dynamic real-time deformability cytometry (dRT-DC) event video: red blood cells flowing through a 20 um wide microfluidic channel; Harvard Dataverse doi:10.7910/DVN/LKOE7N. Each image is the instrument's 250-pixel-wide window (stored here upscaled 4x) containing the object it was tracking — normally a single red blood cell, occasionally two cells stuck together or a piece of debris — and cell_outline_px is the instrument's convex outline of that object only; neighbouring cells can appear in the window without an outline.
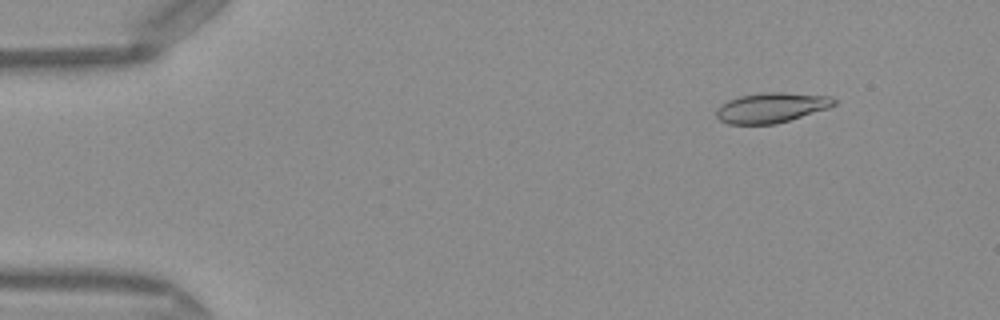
{"species": "Egyptian fruit bat (a non-hibernating species)", "species_latin": "Rousettus aegyptiacus", "temperature_condition": "warm", "stored_images_in_passage": 50, "camera_frame_rate_fps": 3000, "um_per_image_px": 0.085, "frame": {"image": 1, "passage_image": 6, "time_ms": 1.667, "image_size_px": [1000, 320], "cell_outline_px": [[836, 104], [828, 108], [776, 124], [728, 124], [720, 120], [716, 116], [716, 108], [720, 104], [728, 100], [740, 96], [764, 92], [784, 92], [832, 96], [836, 100]], "centroid_in_image_um": [65.56, 9.14], "position_along_channel_um": 19.4, "area_um2": 20.69}}
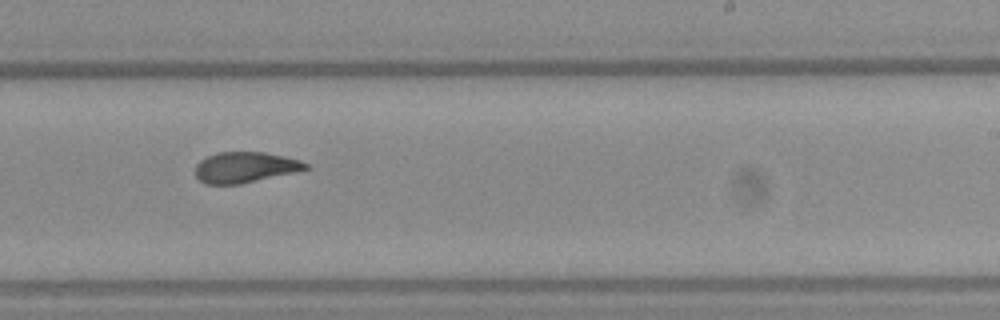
{"frame": {"image": 2, "passage_image": 31, "time_ms": 10.0, "image_size_px": [1000, 320], "cell_outline_px": [[308, 168], [292, 172], [240, 184], [204, 184], [196, 176], [196, 164], [200, 160], [216, 152], [264, 152], [300, 160], [308, 164]], "centroid_in_image_um": [20.77, 14.21], "position_along_channel_um": 268.2, "area_um2": 19.42}}
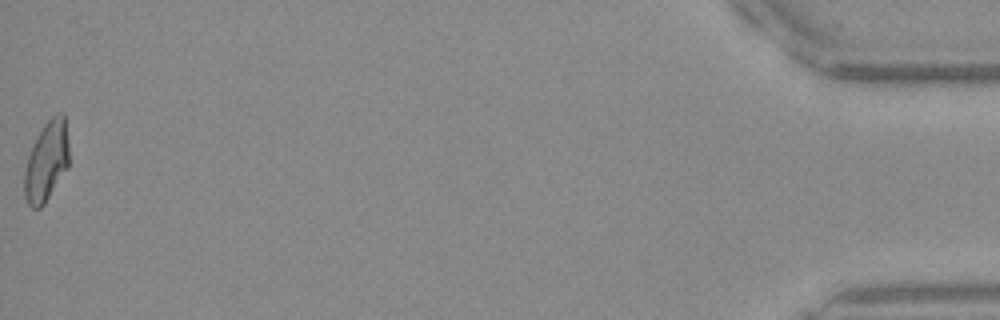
{"frame": {"image": 3, "passage_image": 50, "time_ms": 16.333, "image_size_px": [1000, 320], "cell_outline_px": [[68, 168], [44, 204], [40, 208], [32, 208], [28, 204], [24, 196], [24, 172], [28, 156], [44, 124], [52, 116], [60, 112], [64, 112], [68, 144]], "centroid_in_image_um": [3.96, 13.74], "position_along_channel_um": 431.2, "area_um2": 20.58}, "authors_computed_cell_mechanics": {"area_um2": 20.519, "velocity_mm_per_s": 4.0969, "shape_relaxation_time_tau1_ms": 8.8764, "shape_relaxation_time_tau2_ms": 1.9387, "deformation_change_tau1": 0.2819, "deformation_change_tau2": 0.0985}}